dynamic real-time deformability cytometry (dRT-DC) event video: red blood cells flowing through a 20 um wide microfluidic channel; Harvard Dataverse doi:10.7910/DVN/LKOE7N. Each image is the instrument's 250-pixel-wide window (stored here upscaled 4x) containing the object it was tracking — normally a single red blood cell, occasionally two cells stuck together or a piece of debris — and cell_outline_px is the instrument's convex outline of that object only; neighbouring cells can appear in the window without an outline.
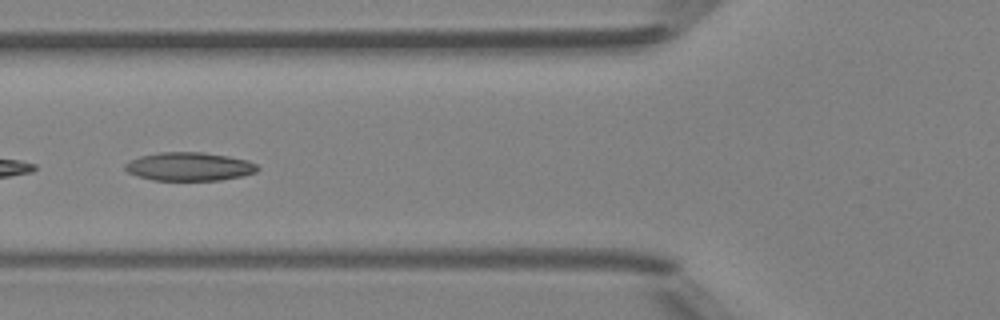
{"species": "Egyptian fruit bat (a non-hibernating species)", "species_latin": "Rousettus aegyptiacus", "temperature_condition": "room temperature", "stored_images_in_passage": 22, "camera_frame_rate_fps": 3000, "um_per_image_px": 0.085, "animal": {"sex": "female"}, "frame": {"image": 1, "passage_image": 19, "time_ms": 6.0, "image_size_px": [1000, 320], "cell_outline_px": [[260, 168], [256, 172], [244, 176], [220, 180], [152, 180], [136, 176], [128, 172], [124, 168], [124, 164], [140, 156], [160, 152], [204, 152], [228, 156], [248, 160], [256, 164]], "centroid_in_image_um": [16.11, 14.16], "position_along_channel_um": 109.7, "area_um2": 22.08}}